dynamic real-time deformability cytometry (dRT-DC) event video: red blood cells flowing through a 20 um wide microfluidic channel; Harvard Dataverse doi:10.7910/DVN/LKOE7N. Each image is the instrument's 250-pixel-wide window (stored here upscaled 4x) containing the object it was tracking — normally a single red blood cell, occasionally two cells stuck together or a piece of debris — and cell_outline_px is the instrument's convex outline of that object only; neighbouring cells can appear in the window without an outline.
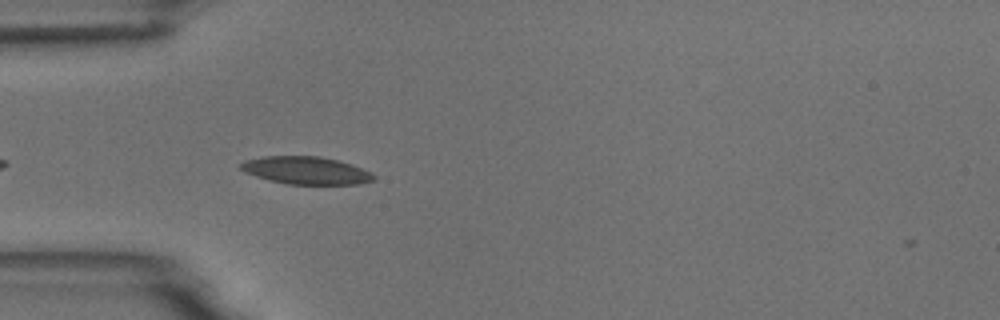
{"species": "common noctule bat (a hibernating species)", "species_latin": "Nyctalus noctula", "temperature_condition": "room temperature", "stored_images_in_passage": 5, "camera_frame_rate_fps": 3000, "um_per_image_px": 0.085, "animal": {"sex": "male", "body_mass_g": 18.8}, "frame": {"image": 1, "passage_image": 5, "time_ms": 4.667, "image_size_px": [1000, 320], "cell_outline_px": [[376, 180], [360, 184], [288, 184], [256, 176], [244, 172], [240, 168], [240, 164], [244, 160], [264, 156], [320, 156], [352, 164], [372, 172], [376, 176]], "centroid_in_image_um": [26.05, 14.48], "position_along_channel_um": 58.9, "area_um2": 21.44}}